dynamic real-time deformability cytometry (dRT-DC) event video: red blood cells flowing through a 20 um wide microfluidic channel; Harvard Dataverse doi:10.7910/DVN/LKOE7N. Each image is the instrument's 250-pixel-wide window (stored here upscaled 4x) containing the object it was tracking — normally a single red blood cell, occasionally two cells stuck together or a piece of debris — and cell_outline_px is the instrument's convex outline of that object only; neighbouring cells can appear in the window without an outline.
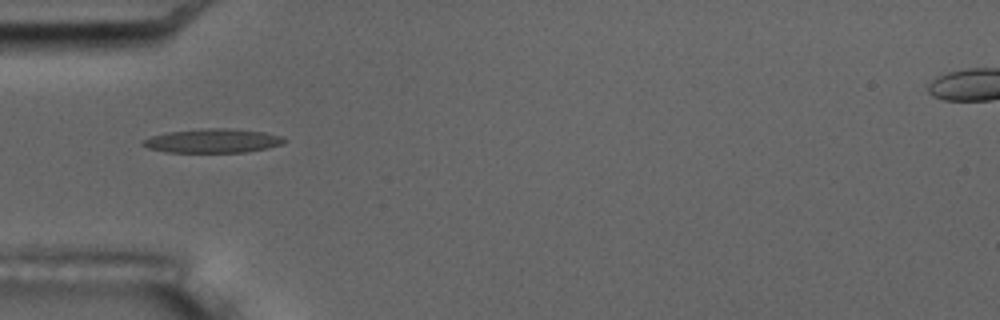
{"species": "common noctule bat (a hibernating species)", "species_latin": "Nyctalus noctula", "temperature_condition": "room temperature", "stored_images_in_passage": 12, "camera_frame_rate_fps": 3000, "um_per_image_px": 0.085, "animal": {"sex": "male", "body_mass_g": 17.5, "forearm_length_mm": 52.3}, "frame": {"image": 1, "passage_image": 1, "time_ms": 0.0, "image_size_px": [1000, 320], "cell_outline_px": [[288, 140], [284, 144], [268, 148], [248, 152], [164, 152], [148, 148], [140, 144], [144, 140], [152, 136], [168, 132], [208, 128], [228, 128], [264, 132], [280, 136]], "centroid_in_image_um": [18.12, 11.97], "position_along_channel_um": 66.9, "area_um2": 19.77}}
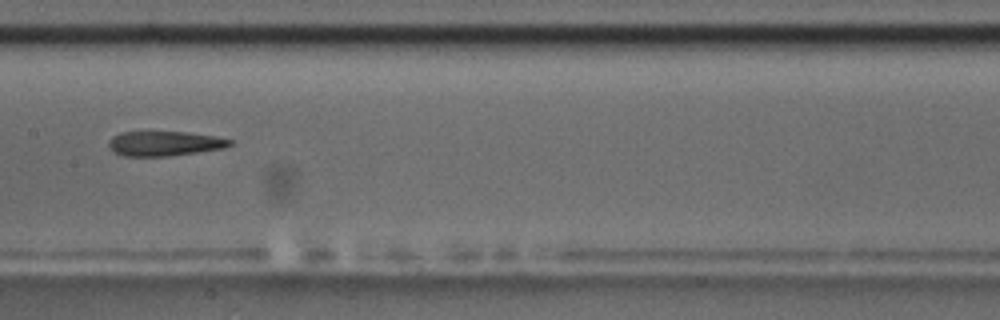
{"frame": {"image": 2, "passage_image": 4, "time_ms": 3.667, "image_size_px": [1000, 320], "cell_outline_px": [[232, 144], [224, 148], [168, 156], [124, 156], [112, 152], [108, 144], [108, 140], [112, 136], [120, 132], [184, 132], [212, 136], [232, 140]], "centroid_in_image_um": [13.91, 12.2], "position_along_channel_um": 193.5, "area_um2": 17.34}, "authors_computed_cell_mechanics": {"area_um2": 18.6116, "velocity_mm_per_s": 3.4556, "shape_relaxation_time_tau1_ms": null, "shape_relaxation_time_tau2_ms": 4.0619, "deformation_change_tau1": null, "deformation_change_tau2": 0.1351}}